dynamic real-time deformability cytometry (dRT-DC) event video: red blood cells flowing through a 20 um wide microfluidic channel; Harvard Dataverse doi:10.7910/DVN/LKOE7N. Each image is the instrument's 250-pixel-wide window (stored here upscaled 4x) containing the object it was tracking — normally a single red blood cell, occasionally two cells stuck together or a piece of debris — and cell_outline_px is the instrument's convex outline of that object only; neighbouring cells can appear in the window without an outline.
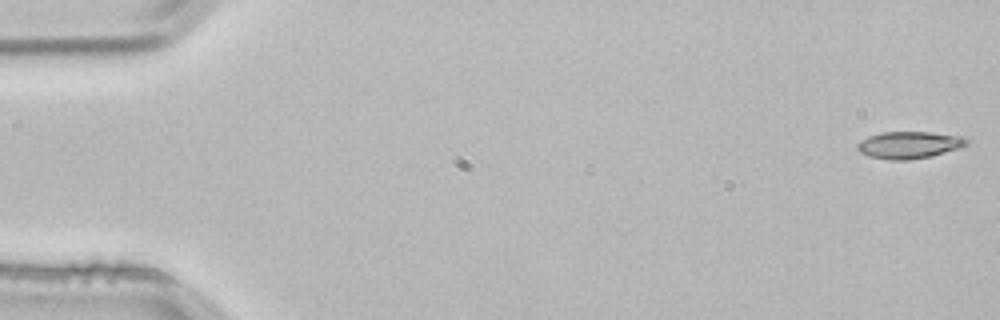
{"species": "common noctule bat (a hibernating species)", "species_latin": "Nyctalus noctula", "temperature_condition": "room temperature", "stored_images_in_passage": 4, "camera_frame_rate_fps": 3000, "um_per_image_px": 0.085, "animal": {"sex": "male", "body_mass_g": 21.5, "forearm_length_mm": 52.0}, "frame": {"image": 1, "passage_image": 1, "time_ms": 0.0, "image_size_px": [1000, 320], "cell_outline_px": [[968, 144], [956, 148], [928, 156], [908, 160], [888, 160], [868, 156], [860, 152], [856, 148], [856, 144], [860, 140], [868, 136], [880, 132], [928, 132], [960, 136], [968, 140]], "centroid_in_image_um": [77.18, 12.31], "position_along_channel_um": 7.8, "area_um2": 16.99}}